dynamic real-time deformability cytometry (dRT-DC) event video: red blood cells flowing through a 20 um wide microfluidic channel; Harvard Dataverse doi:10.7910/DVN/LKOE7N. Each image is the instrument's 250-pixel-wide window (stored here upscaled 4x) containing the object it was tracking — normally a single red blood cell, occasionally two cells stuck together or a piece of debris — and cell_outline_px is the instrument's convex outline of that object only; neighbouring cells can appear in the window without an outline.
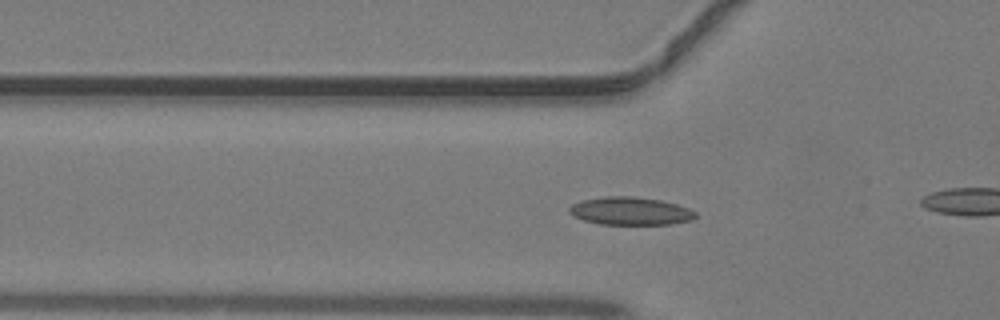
{"species": "common noctule bat (a hibernating species)", "species_latin": "Nyctalus noctula", "temperature_condition": "warm", "stored_images_in_passage": 36, "camera_frame_rate_fps": 3000, "um_per_image_px": 0.085, "animal": {"sex": "male", "body_mass_g": 19.2, "forearm_length_mm": 51.8}, "frame": {"image": 1, "passage_image": 15, "time_ms": 4.667, "image_size_px": [1000, 320], "cell_outline_px": [[696, 216], [692, 220], [672, 224], [600, 224], [584, 220], [568, 212], [568, 208], [572, 204], [580, 200], [604, 196], [632, 196], [660, 200], [676, 204], [688, 208], [696, 212]], "centroid_in_image_um": [53.57, 17.93], "position_along_channel_um": 72.2, "area_um2": 20.52}}
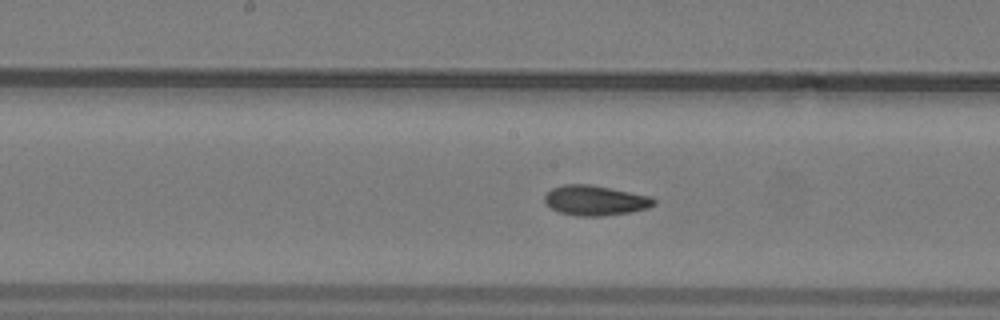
{"frame": {"image": 2, "passage_image": 23, "time_ms": 7.333, "image_size_px": [1000, 320], "cell_outline_px": [[656, 204], [648, 208], [632, 212], [604, 216], [580, 216], [560, 212], [544, 204], [544, 196], [552, 188], [564, 184], [588, 184], [652, 196], [656, 200]], "centroid_in_image_um": [50.61, 17.04], "position_along_channel_um": 197.6, "area_um2": 19.19}}
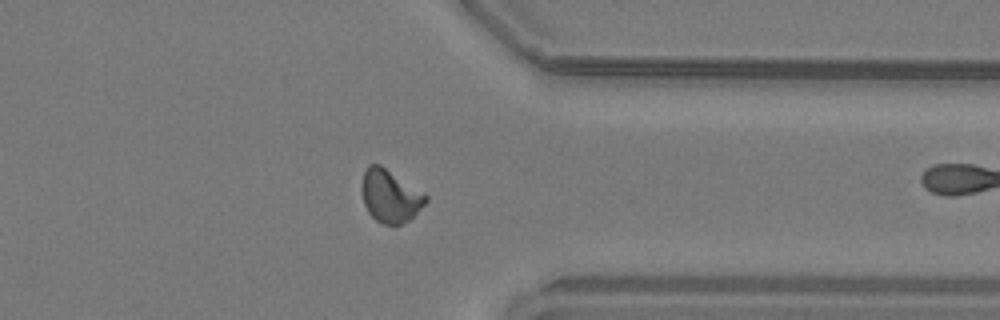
{"frame": {"image": 3, "passage_image": 35, "time_ms": 11.333, "image_size_px": [1000, 320], "cell_outline_px": [[428, 200], [408, 220], [400, 224], [384, 224], [376, 220], [368, 212], [364, 204], [360, 188], [364, 172], [368, 164], [380, 164], [424, 192], [428, 196]], "centroid_in_image_um": [33.14, 16.63], "position_along_channel_um": 378.3, "area_um2": 19.59}}